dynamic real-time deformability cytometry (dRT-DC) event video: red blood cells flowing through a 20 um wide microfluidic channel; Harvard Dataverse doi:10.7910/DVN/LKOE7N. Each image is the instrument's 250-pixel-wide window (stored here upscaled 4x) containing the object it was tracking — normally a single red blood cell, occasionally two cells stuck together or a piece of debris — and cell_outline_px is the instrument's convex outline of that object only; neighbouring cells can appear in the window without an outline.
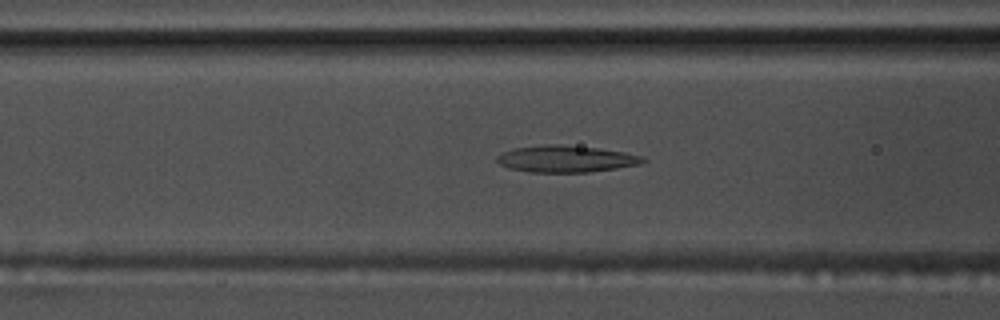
{"species": "common noctule bat (a hibernating species)", "species_latin": "Nyctalus noctula", "temperature_condition": "warm", "stored_images_in_passage": 48, "camera_frame_rate_fps": 3000, "um_per_image_px": 0.085, "animal": {"sex": "male", "body_mass_g": 17.5, "forearm_length_mm": 52.3}, "frame": {"image": 1, "passage_image": 15, "time_ms": 4.667, "image_size_px": [1000, 320], "cell_outline_px": [[648, 160], [640, 164], [616, 168], [588, 172], [528, 172], [508, 168], [500, 164], [496, 160], [496, 156], [512, 148], [544, 144], [556, 144], [600, 148], [624, 152], [640, 156]], "centroid_in_image_um": [48.07, 13.5], "position_along_channel_um": 118.5, "area_um2": 22.77}}
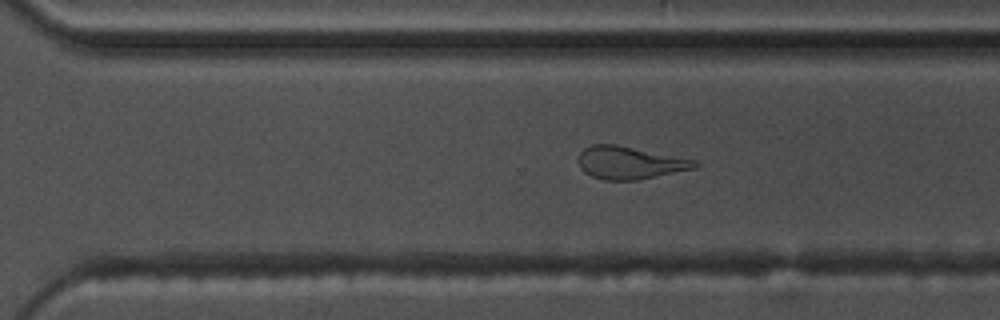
{"frame": {"image": 2, "passage_image": 31, "time_ms": 10.0, "image_size_px": [1000, 320], "cell_outline_px": [[700, 164], [696, 168], [636, 180], [604, 180], [592, 176], [584, 172], [580, 168], [576, 160], [580, 152], [584, 148], [592, 144], [616, 144], [696, 160]], "centroid_in_image_um": [53.49, 13.83], "position_along_channel_um": 317.1, "area_um2": 22.2}}
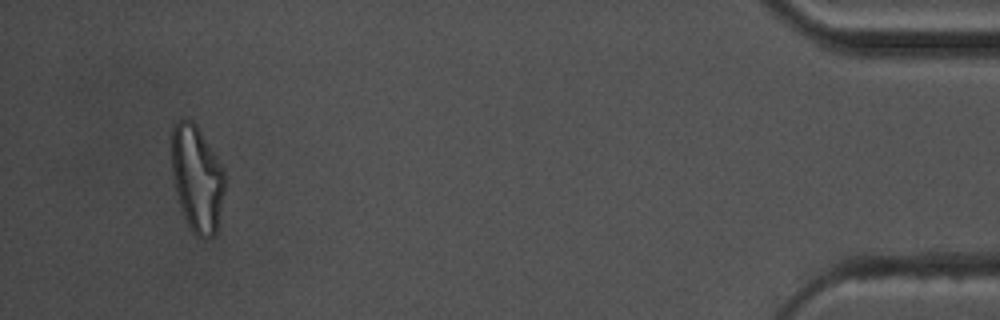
{"frame": {"image": 3, "passage_image": 45, "time_ms": 14.667, "image_size_px": [1000, 320], "cell_outline_px": [[224, 192], [216, 232], [212, 236], [204, 240], [196, 236], [192, 232], [184, 216], [180, 204], [172, 176], [172, 124], [176, 120], [184, 116], [192, 120], [196, 124], [220, 164], [224, 172]], "centroid_in_image_um": [16.72, 15.15], "position_along_channel_um": 418.5, "area_um2": 32.77}, "authors_computed_cell_mechanics": {"area_um2": 23.1489, "velocity_mm_per_s": 3.7303, "shape_relaxation_time_tau1_ms": 8.735, "shape_relaxation_time_tau2_ms": 2.0598, "deformation_change_tau1": 0.261, "deformation_change_tau2": 0.1279}}